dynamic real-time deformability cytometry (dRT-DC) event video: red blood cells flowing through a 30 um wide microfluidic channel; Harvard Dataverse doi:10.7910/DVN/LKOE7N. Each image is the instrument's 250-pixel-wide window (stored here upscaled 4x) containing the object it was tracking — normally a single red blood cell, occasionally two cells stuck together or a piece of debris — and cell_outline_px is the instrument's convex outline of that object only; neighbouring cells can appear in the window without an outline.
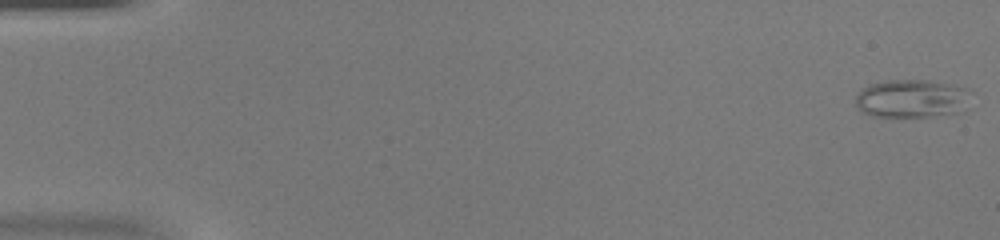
{"species": "common noctule bat (a hibernating species)", "species_latin": "Nyctalus noctula", "temperature_condition": "warm", "stored_images_in_passage": 15, "camera_frame_rate_fps": 3000, "um_per_image_px": 0.085, "animal": {"sex": "female", "body_mass_g": 20.0, "forearm_length_mm": 54.0}, "frame": {"image": 1, "passage_image": 1, "time_ms": 0.0, "image_size_px": [1000, 240], "cell_outline_px": [[972, 92], [956, 112], [928, 116], [872, 116], [860, 112], [856, 108], [856, 96], [868, 84], [888, 80], [928, 80], [956, 84], [968, 88]], "centroid_in_image_um": [77.44, 8.35], "position_along_channel_um": 7.6, "area_um2": 25.43}}